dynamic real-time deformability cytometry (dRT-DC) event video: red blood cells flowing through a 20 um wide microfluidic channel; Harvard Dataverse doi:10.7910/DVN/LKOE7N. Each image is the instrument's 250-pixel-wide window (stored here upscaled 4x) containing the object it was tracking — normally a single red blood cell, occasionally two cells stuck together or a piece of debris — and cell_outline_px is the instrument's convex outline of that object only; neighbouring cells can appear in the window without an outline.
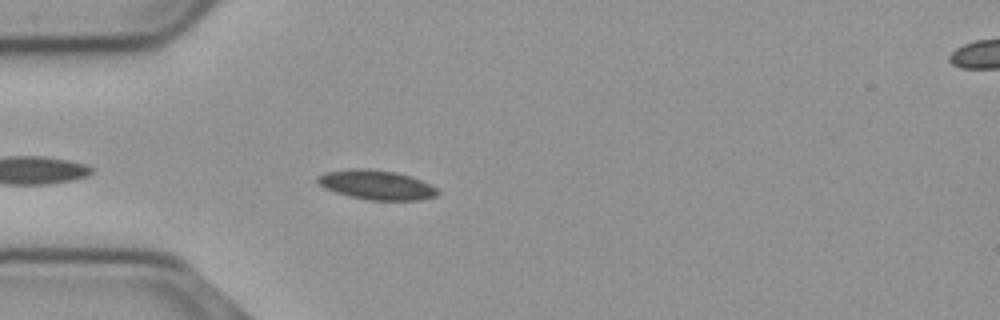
{"species": "common noctule bat (a hibernating species)", "species_latin": "Nyctalus noctula", "temperature_condition": "cold", "stored_images_in_passage": 14, "camera_frame_rate_fps": 3000, "um_per_image_px": 0.085, "animal": {"sex": "male", "body_mass_g": 23.1, "forearm_length_mm": 52.7}, "frame": {"image": 1, "passage_image": 5, "time_ms": 1.333, "image_size_px": [1000, 320], "cell_outline_px": [[440, 192], [436, 196], [420, 200], [368, 200], [348, 196], [324, 188], [316, 180], [316, 176], [324, 172], [352, 168], [368, 168], [396, 172], [420, 180], [436, 188]], "centroid_in_image_um": [31.96, 15.71], "position_along_channel_um": 53.0, "area_um2": 20.63}}